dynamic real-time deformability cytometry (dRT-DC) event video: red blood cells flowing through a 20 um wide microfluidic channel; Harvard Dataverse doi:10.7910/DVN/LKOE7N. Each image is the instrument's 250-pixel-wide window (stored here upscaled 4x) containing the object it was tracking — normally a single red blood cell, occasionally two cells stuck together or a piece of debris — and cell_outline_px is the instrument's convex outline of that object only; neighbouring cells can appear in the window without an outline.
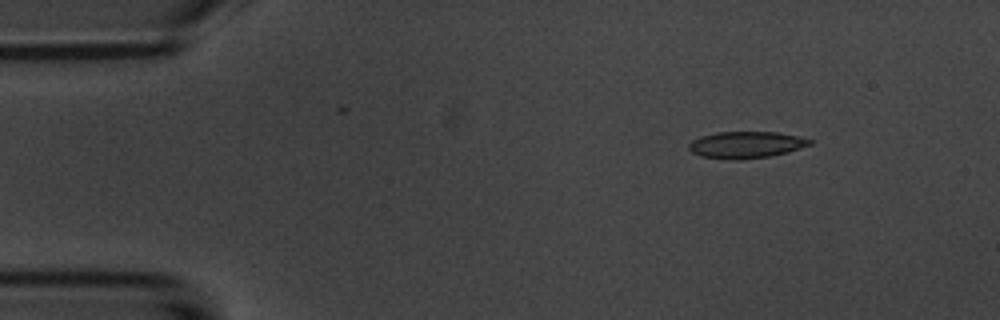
{"species": "common noctule bat (a hibernating species)", "species_latin": "Nyctalus noctula", "temperature_condition": "room temperature", "stored_images_in_passage": 4, "camera_frame_rate_fps": 3000, "um_per_image_px": 0.085, "animal": {"sex": "male", "body_mass_g": 20.1, "forearm_length_mm": 53.5}, "frame": {"image": 1, "passage_image": 1, "time_ms": 0.0, "image_size_px": [1000, 320], "cell_outline_px": [[812, 144], [788, 152], [768, 156], [740, 160], [736, 160], [700, 156], [692, 152], [688, 148], [688, 144], [692, 140], [700, 136], [716, 132], [776, 132], [800, 136], [812, 140]], "centroid_in_image_um": [63.4, 12.3], "position_along_channel_um": 21.6, "area_um2": 18.84}}